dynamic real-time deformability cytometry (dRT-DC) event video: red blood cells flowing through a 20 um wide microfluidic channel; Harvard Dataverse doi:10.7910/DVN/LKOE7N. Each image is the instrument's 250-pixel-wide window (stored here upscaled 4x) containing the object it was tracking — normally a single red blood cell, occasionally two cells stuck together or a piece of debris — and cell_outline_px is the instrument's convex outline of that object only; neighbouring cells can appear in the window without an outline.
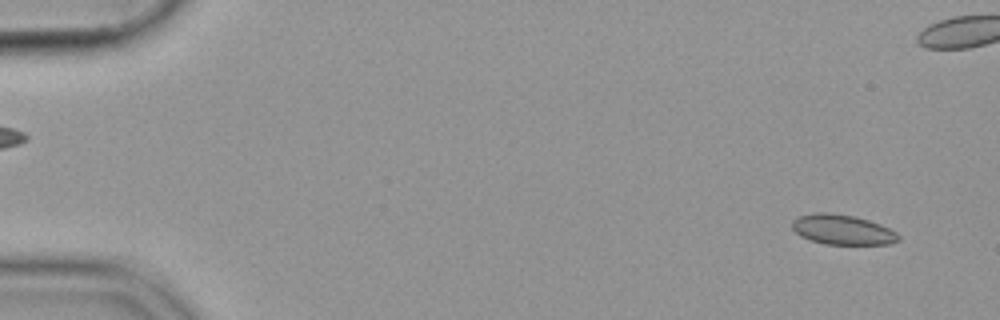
{"species": "common noctule bat (a hibernating species)", "species_latin": "Nyctalus noctula", "temperature_condition": "cold", "stored_images_in_passage": 53, "camera_frame_rate_fps": 3000, "um_per_image_px": 0.085, "animal": {"sex": "female", "body_mass_g": 19.9}, "frame": {"image": 1, "passage_image": 1, "time_ms": 0.0, "image_size_px": [1000, 320], "cell_outline_px": [[900, 240], [892, 244], [824, 244], [808, 240], [800, 236], [792, 228], [792, 220], [800, 216], [816, 212], [828, 212], [856, 216], [880, 224], [896, 232], [900, 236]], "centroid_in_image_um": [71.6, 19.52], "position_along_channel_um": 13.4, "area_um2": 18.73}}
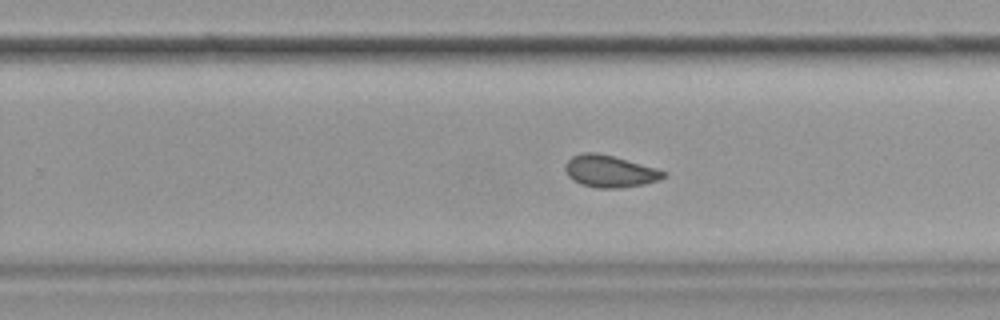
{"frame": {"image": 2, "passage_image": 33, "time_ms": 10.667, "image_size_px": [1000, 320], "cell_outline_px": [[668, 172], [660, 180], [644, 184], [616, 188], [596, 188], [580, 184], [572, 180], [568, 176], [564, 168], [564, 164], [572, 156], [580, 152], [596, 152], [612, 156], [656, 168]], "centroid_in_image_um": [51.79, 14.56], "position_along_channel_um": 278.0, "area_um2": 18.38}}
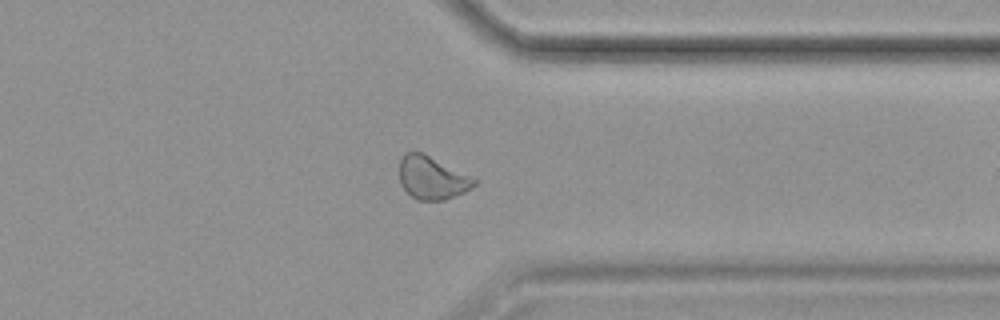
{"frame": {"image": 3, "passage_image": 41, "time_ms": 13.333, "image_size_px": [1000, 320], "cell_outline_px": [[476, 184], [472, 188], [464, 192], [444, 200], [416, 200], [400, 184], [400, 160], [404, 152], [424, 152], [476, 180]], "centroid_in_image_um": [36.69, 15.11], "position_along_channel_um": 374.7, "area_um2": 18.5}}